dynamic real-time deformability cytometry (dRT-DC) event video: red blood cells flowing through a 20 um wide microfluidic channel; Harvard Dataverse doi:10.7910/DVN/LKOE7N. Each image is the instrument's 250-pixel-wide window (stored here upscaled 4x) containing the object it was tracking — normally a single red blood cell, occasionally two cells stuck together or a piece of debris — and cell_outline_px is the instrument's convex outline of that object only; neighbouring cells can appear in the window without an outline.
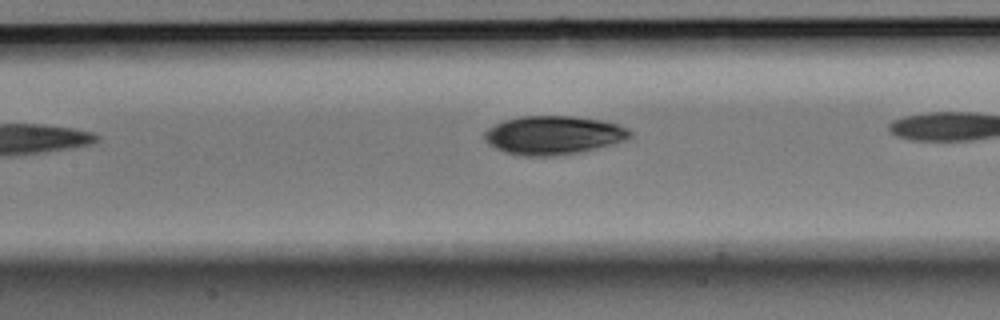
{"species": "Egyptian fruit bat (a non-hibernating species)", "species_latin": "Rousettus aegyptiacus", "temperature_condition": "room temperature", "stored_images_in_passage": 9, "camera_frame_rate_fps": 3000, "um_per_image_px": 0.085, "animal": {"sex": "male"}, "frame": {"image": 1, "passage_image": 7, "time_ms": 2.0, "image_size_px": [1000, 320], "cell_outline_px": [[632, 136], [624, 140], [576, 152], [552, 156], [520, 156], [504, 152], [488, 144], [484, 140], [484, 132], [488, 128], [504, 120], [524, 116], [572, 116], [600, 120], [616, 124], [628, 128], [632, 132]], "centroid_in_image_um": [46.98, 11.48], "position_along_channel_um": 160.4, "area_um2": 32.37}}
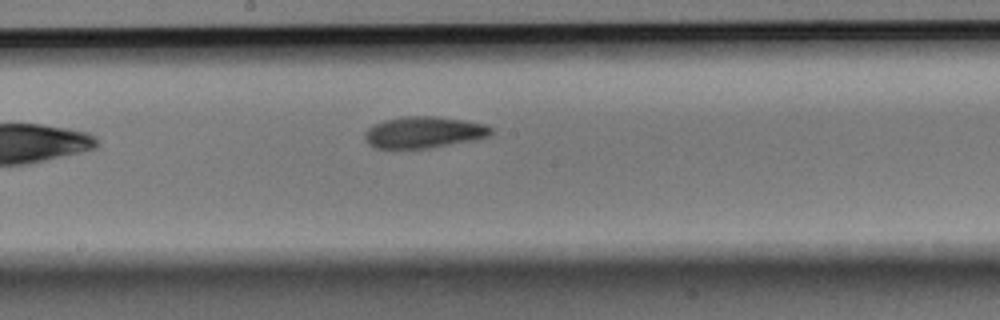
{"frame": {"image": 2, "passage_image": 9, "time_ms": 2.667, "image_size_px": [1000, 320], "cell_outline_px": [[492, 132], [488, 136], [472, 140], [428, 148], [376, 148], [368, 144], [364, 140], [364, 132], [372, 124], [384, 120], [404, 116], [432, 116], [464, 120], [484, 124], [492, 128]], "centroid_in_image_um": [35.96, 11.24], "position_along_channel_um": 212.2, "area_um2": 23.06}}